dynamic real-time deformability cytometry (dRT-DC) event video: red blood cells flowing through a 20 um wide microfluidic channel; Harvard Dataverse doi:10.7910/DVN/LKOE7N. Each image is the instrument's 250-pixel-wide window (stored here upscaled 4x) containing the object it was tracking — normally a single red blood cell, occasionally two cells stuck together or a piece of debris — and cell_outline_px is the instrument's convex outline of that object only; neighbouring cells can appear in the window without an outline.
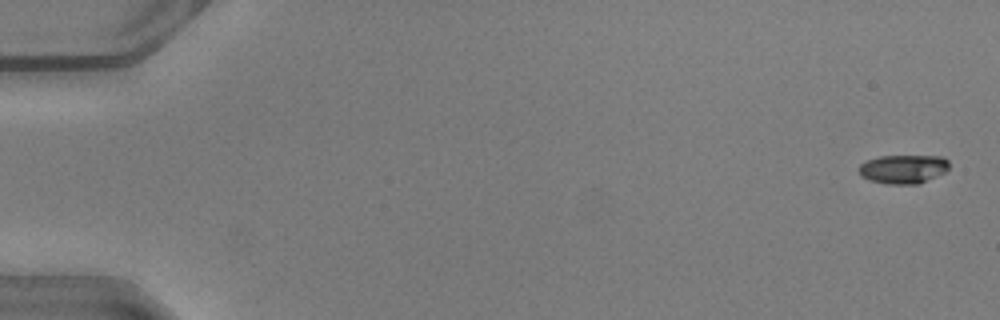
{"species": "common noctule bat (a hibernating species)", "species_latin": "Nyctalus noctula", "temperature_condition": "warm", "stored_images_in_passage": 31, "camera_frame_rate_fps": 3000, "um_per_image_px": 0.085, "animal": {"sex": "male", "body_mass_g": 20.5, "forearm_length_mm": 52.5}, "frame": {"image": 1, "passage_image": 2, "time_ms": 0.333, "image_size_px": [1000, 320], "cell_outline_px": [[948, 168], [944, 172], [936, 176], [916, 184], [888, 184], [872, 180], [860, 176], [860, 164], [868, 160], [880, 156], [944, 156], [948, 160]], "centroid_in_image_um": [76.79, 14.36], "position_along_channel_um": 8.2, "area_um2": 14.91}}